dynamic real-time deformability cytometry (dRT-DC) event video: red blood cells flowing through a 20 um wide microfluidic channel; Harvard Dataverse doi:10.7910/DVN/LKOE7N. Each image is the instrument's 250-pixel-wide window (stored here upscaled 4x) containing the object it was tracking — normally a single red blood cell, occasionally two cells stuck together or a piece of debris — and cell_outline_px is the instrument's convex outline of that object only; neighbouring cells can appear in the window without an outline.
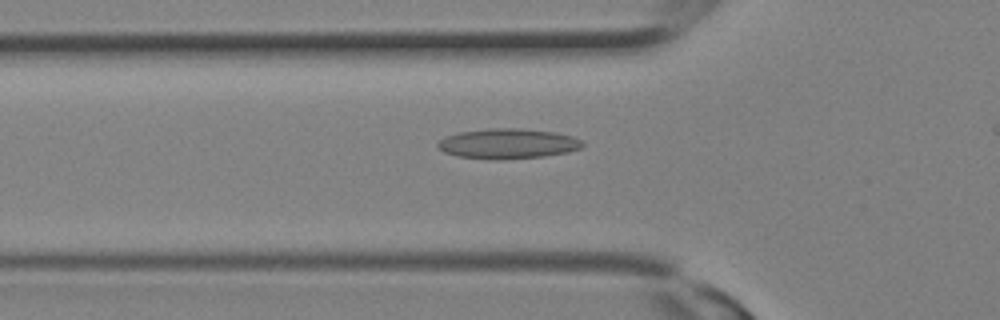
{"species": "Egyptian fruit bat (a non-hibernating species)", "species_latin": "Rousettus aegyptiacus", "temperature_condition": "room temperature", "stored_images_in_passage": 8, "camera_frame_rate_fps": 3000, "um_per_image_px": 0.085, "animal": {"sex": "female"}, "frame": {"image": 1, "passage_image": 2, "time_ms": 0.333, "image_size_px": [1000, 320], "cell_outline_px": [[584, 144], [580, 148], [568, 152], [544, 156], [500, 160], [496, 160], [456, 156], [444, 152], [436, 144], [444, 136], [460, 132], [492, 128], [520, 128], [556, 132], [572, 136], [580, 140]], "centroid_in_image_um": [43.16, 12.21], "position_along_channel_um": 82.6, "area_um2": 25.43}}
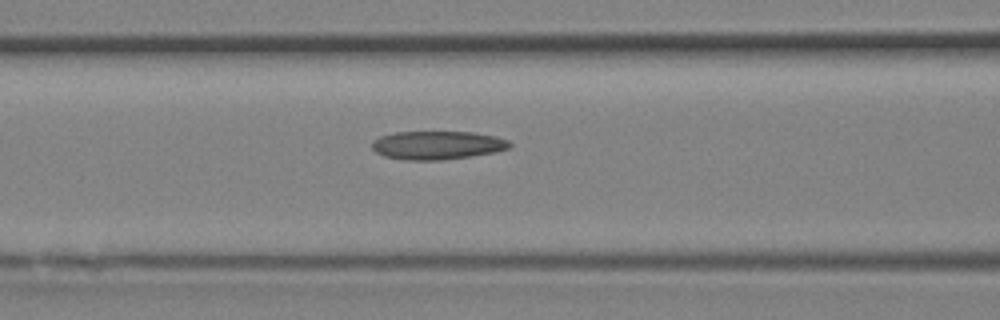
{"frame": {"image": 2, "passage_image": 4, "time_ms": 1.0, "image_size_px": [1000, 320], "cell_outline_px": [[512, 144], [508, 148], [496, 152], [444, 160], [404, 160], [384, 156], [376, 152], [372, 148], [372, 140], [380, 136], [396, 132], [472, 132], [496, 136], [508, 140]], "centroid_in_image_um": [37.16, 12.34], "position_along_channel_um": 129.4, "area_um2": 22.89}}
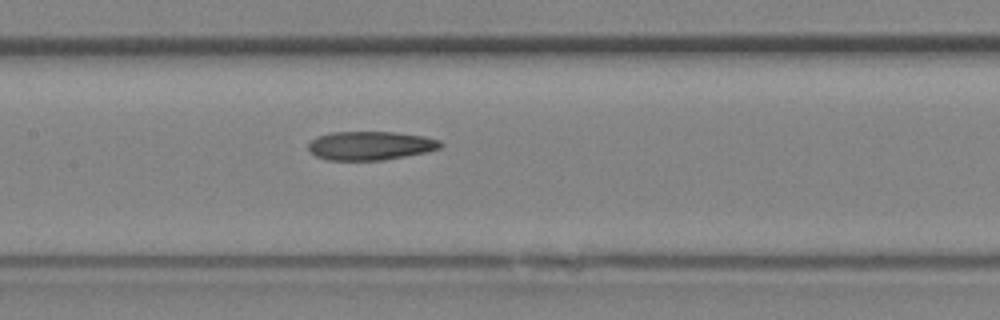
{"frame": {"image": 3, "passage_image": 6, "time_ms": 1.667, "image_size_px": [1000, 320], "cell_outline_px": [[444, 144], [440, 148], [424, 152], [384, 160], [328, 160], [316, 156], [308, 148], [308, 144], [316, 136], [332, 132], [396, 132], [424, 136], [440, 140]], "centroid_in_image_um": [31.48, 12.37], "position_along_channel_um": 175.9, "area_um2": 22.08}}